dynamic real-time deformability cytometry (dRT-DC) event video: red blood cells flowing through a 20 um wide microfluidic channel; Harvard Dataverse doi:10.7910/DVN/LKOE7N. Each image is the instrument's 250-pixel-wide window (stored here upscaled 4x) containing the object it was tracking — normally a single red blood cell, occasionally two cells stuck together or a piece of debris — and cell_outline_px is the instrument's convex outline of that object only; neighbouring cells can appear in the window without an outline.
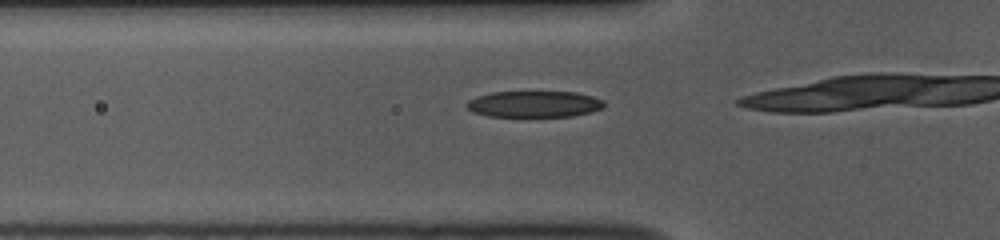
{"species": "common noctule bat (a hibernating species)", "species_latin": "Nyctalus noctula", "temperature_condition": "room temperature", "stored_images_in_passage": 17, "camera_frame_rate_fps": 3000, "um_per_image_px": 0.085, "animal": {"sex": "female", "body_mass_g": 10.0, "forearm_length_mm": 53.1}, "frame": {"image": 1, "passage_image": 13, "time_ms": 4.0, "image_size_px": [1000, 240], "cell_outline_px": [[604, 108], [572, 116], [488, 116], [472, 112], [464, 104], [468, 100], [476, 96], [492, 92], [576, 92], [592, 96], [604, 100]], "centroid_in_image_um": [45.38, 8.84], "position_along_channel_um": 80.4, "area_um2": 21.04}}
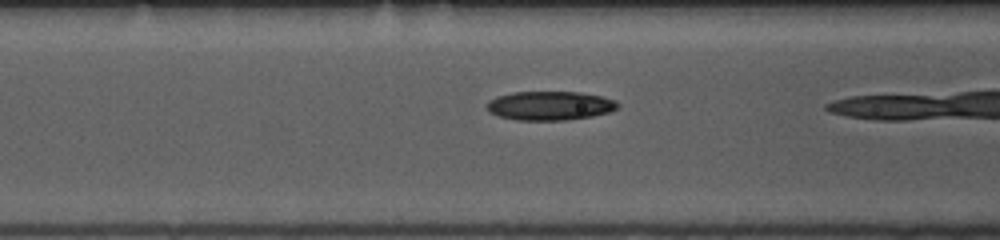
{"frame": {"image": 2, "passage_image": 16, "time_ms": 5.0, "image_size_px": [1000, 240], "cell_outline_px": [[620, 104], [616, 108], [608, 112], [592, 116], [564, 120], [516, 120], [500, 116], [492, 112], [488, 108], [488, 100], [496, 96], [512, 92], [580, 92], [600, 96], [616, 100]], "centroid_in_image_um": [46.75, 8.97], "position_along_channel_um": 119.9, "area_um2": 21.91}}